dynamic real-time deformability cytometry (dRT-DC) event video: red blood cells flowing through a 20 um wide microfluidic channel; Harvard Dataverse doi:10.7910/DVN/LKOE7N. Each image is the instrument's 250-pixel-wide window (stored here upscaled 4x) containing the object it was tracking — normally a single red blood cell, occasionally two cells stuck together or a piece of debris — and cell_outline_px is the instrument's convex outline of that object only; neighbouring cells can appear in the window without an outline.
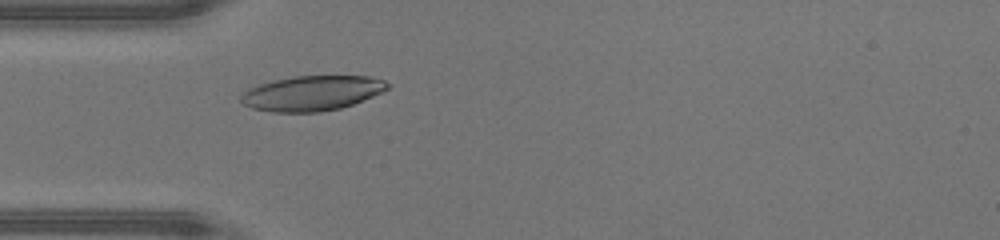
{"species": "human", "species_latin": "Homo sapiens", "temperature_condition": "warm", "stored_images_in_passage": 35, "camera_frame_rate_fps": 3000, "um_per_image_px": 0.085, "donor": {"sex": "male"}, "frame": {"image": 1, "passage_image": 9, "time_ms": 2.667, "image_size_px": [1000, 240], "cell_outline_px": [[388, 88], [372, 96], [352, 104], [340, 108], [320, 112], [272, 112], [252, 108], [244, 104], [240, 100], [240, 92], [256, 84], [272, 80], [292, 76], [368, 76], [384, 80], [388, 84]], "centroid_in_image_um": [26.43, 7.91], "position_along_channel_um": 58.6, "area_um2": 29.94}}
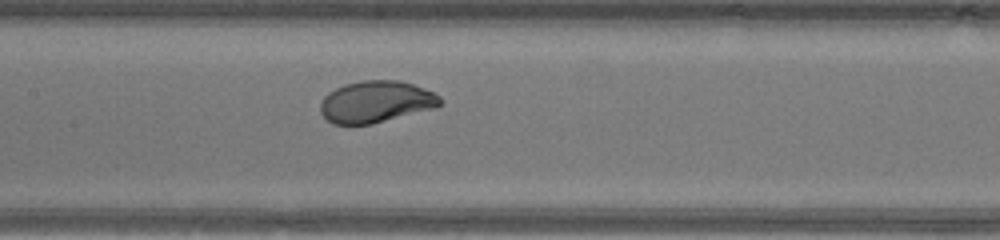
{"frame": {"image": 2, "passage_image": 17, "time_ms": 5.333, "image_size_px": [1000, 240], "cell_outline_px": [[440, 104], [436, 108], [372, 124], [332, 124], [320, 112], [320, 104], [324, 96], [328, 92], [344, 84], [364, 80], [400, 80], [412, 84], [432, 92], [440, 96]], "centroid_in_image_um": [31.94, 8.65], "position_along_channel_um": 175.5, "area_um2": 29.07}}
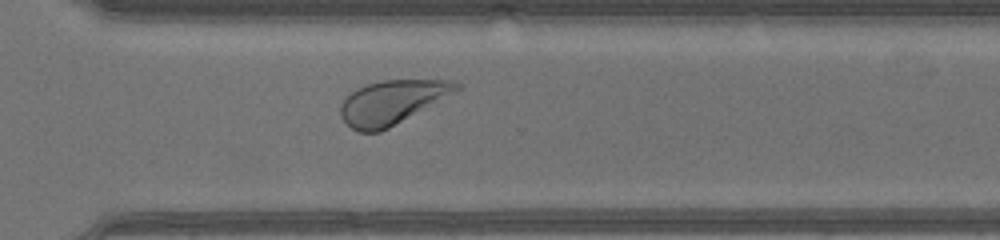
{"frame": {"image": 3, "passage_image": 28, "time_ms": 9.0, "image_size_px": [1000, 240], "cell_outline_px": [[464, 88], [388, 128], [380, 132], [360, 132], [352, 128], [340, 116], [340, 108], [344, 100], [356, 88], [368, 84], [384, 80], [456, 80], [464, 84]], "centroid_in_image_um": [33.39, 8.67], "position_along_channel_um": 337.2, "area_um2": 29.54}, "authors_computed_cell_mechanics": {"area_um2": 29.5358, "velocity_mm_per_s": 4.4306, "shape_relaxation_time_tau1_ms": 2.4307, "shape_relaxation_time_tau2_ms": null, "deformation_change_tau1": 0.1784, "deformation_change_tau2": null}}